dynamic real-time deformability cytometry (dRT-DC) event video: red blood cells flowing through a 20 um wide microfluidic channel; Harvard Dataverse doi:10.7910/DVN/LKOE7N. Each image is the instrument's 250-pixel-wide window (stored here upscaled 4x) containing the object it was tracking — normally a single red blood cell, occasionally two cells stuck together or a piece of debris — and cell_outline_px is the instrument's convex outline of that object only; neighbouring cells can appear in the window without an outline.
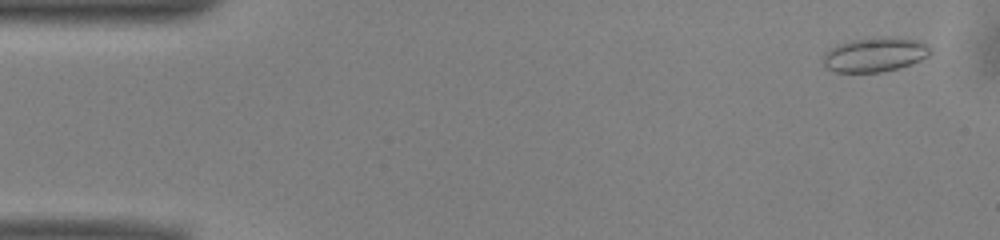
{"species": "common noctule bat (a hibernating species)", "species_latin": "Nyctalus noctula", "temperature_condition": "warm", "stored_images_in_passage": 52, "camera_frame_rate_fps": 3000, "um_per_image_px": 0.085, "animal": {"sex": "male", "body_mass_g": 13.0, "forearm_length_mm": 53.1}, "frame": {"image": 1, "passage_image": 3, "time_ms": 0.667, "image_size_px": [1000, 240], "cell_outline_px": [[932, 48], [928, 56], [920, 60], [896, 68], [880, 72], [836, 72], [828, 68], [824, 64], [824, 52], [836, 44], [852, 40], [880, 36], [892, 36], [916, 40], [928, 44]], "centroid_in_image_um": [74.36, 4.61], "position_along_channel_um": 10.6, "area_um2": 21.5}}
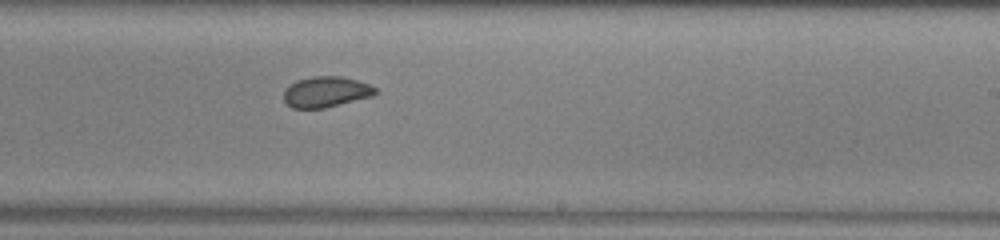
{"frame": {"image": 2, "passage_image": 31, "time_ms": 10.0, "image_size_px": [1000, 240], "cell_outline_px": [[376, 92], [372, 96], [324, 108], [292, 108], [284, 100], [284, 92], [288, 84], [296, 80], [312, 76], [340, 76], [356, 80], [368, 84], [376, 88]], "centroid_in_image_um": [27.67, 7.8], "position_along_channel_um": 261.3, "area_um2": 16.3}}
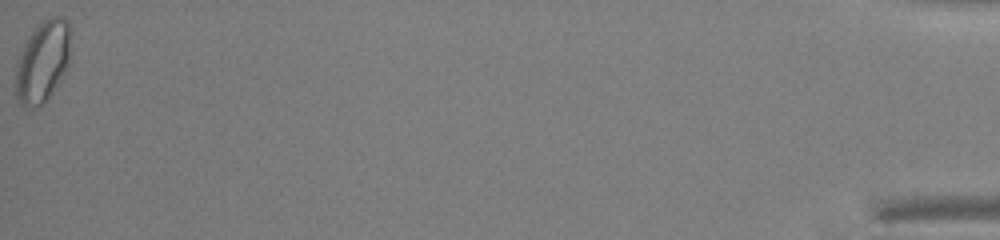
{"frame": {"image": 3, "passage_image": 52, "time_ms": 17.0, "image_size_px": [1000, 240], "cell_outline_px": [[68, 64], [48, 96], [40, 104], [24, 108], [16, 96], [16, 64], [20, 52], [24, 44], [32, 32], [44, 20], [52, 16], [60, 16], [68, 20]], "centroid_in_image_um": [3.58, 5.2], "position_along_channel_um": 431.6, "area_um2": 24.97}, "authors_computed_cell_mechanics": {"area_um2": 17.9758, "velocity_mm_per_s": 3.9754, "shape_relaxation_time_tau1_ms": null, "shape_relaxation_time_tau2_ms": 1.015, "deformation_change_tau1": null, "deformation_change_tau2": 0.0442}}